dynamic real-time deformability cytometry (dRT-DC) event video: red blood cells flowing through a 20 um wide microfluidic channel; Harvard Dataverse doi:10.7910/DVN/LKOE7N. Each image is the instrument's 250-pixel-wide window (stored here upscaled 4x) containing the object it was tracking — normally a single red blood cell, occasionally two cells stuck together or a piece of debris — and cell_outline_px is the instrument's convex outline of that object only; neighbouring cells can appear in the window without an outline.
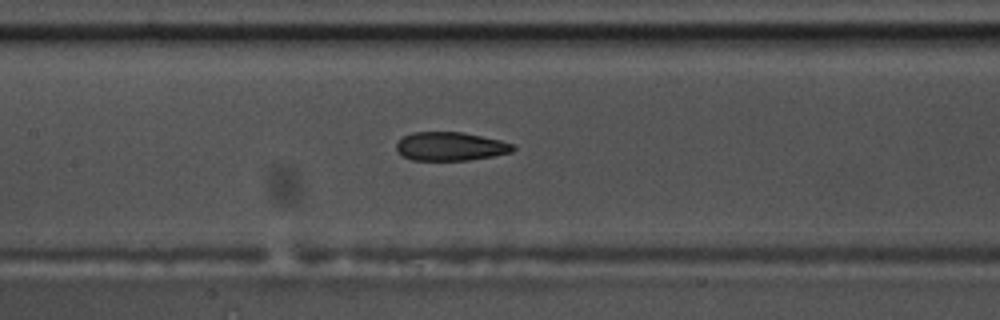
{"species": "common noctule bat (a hibernating species)", "species_latin": "Nyctalus noctula", "temperature_condition": "warm", "stored_images_in_passage": 41, "camera_frame_rate_fps": 3000, "um_per_image_px": 0.085, "animal": {"sex": "male", "body_mass_g": 17.5, "forearm_length_mm": 52.3}, "frame": {"image": 1, "passage_image": 12, "time_ms": 3.667, "image_size_px": [1000, 320], "cell_outline_px": [[516, 148], [512, 152], [492, 156], [468, 160], [412, 160], [400, 156], [396, 148], [396, 144], [404, 136], [412, 132], [460, 132], [500, 140], [516, 144]], "centroid_in_image_um": [38.28, 12.45], "position_along_channel_um": 169.1, "area_um2": 19.48}}
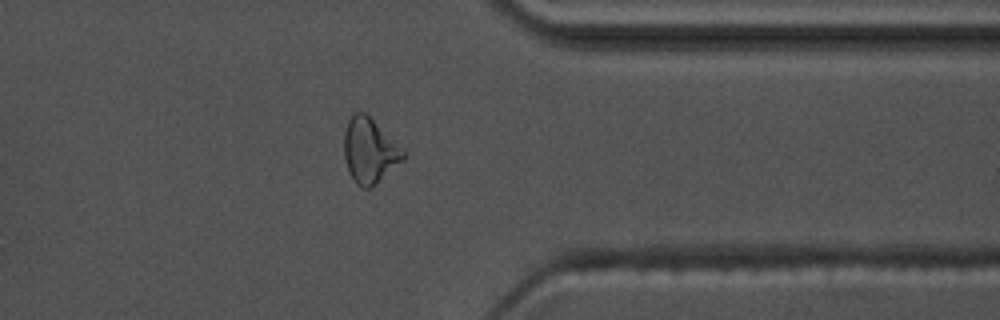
{"frame": {"image": 2, "passage_image": 30, "time_ms": 9.667, "image_size_px": [1000, 320], "cell_outline_px": [[404, 160], [376, 184], [368, 188], [360, 188], [356, 184], [348, 172], [344, 156], [344, 132], [348, 120], [356, 112], [364, 112], [404, 152]], "centroid_in_image_um": [31.37, 12.86], "position_along_channel_um": 380.0, "area_um2": 21.85}}
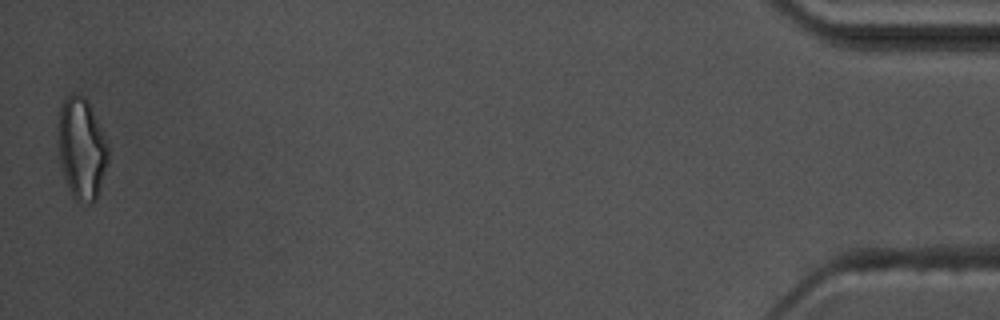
{"frame": {"image": 3, "passage_image": 41, "time_ms": 13.333, "image_size_px": [1000, 320], "cell_outline_px": [[108, 160], [96, 200], [92, 204], [80, 204], [72, 196], [60, 160], [56, 144], [56, 124], [60, 108], [64, 100], [68, 96], [84, 96], [88, 100], [108, 144]], "centroid_in_image_um": [6.91, 12.63], "position_along_channel_um": 428.3, "area_um2": 29.77}, "authors_computed_cell_mechanics": {"area_um2": 20.8658, "velocity_mm_per_s": 3.6434, "shape_relaxation_time_tau1_ms": null, "shape_relaxation_time_tau2_ms": 1.3477, "deformation_change_tau1": null, "deformation_change_tau2": 0.0818}}